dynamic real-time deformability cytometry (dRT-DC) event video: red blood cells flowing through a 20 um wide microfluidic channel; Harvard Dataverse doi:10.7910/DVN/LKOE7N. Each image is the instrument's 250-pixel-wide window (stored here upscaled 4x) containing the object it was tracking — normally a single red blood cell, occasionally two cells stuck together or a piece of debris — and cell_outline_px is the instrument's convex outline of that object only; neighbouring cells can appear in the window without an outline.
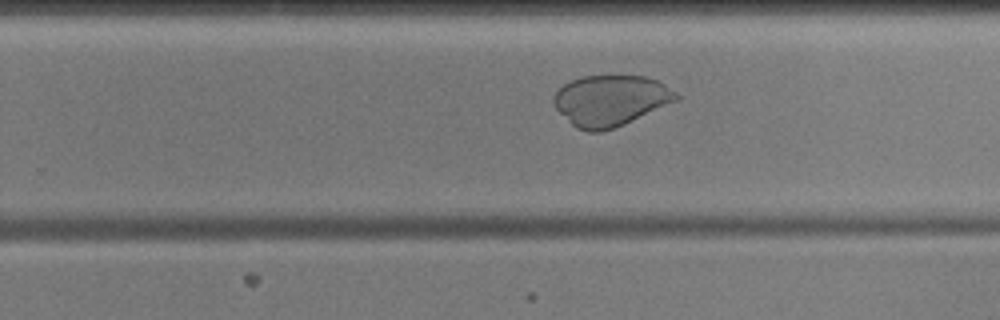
{"species": "common noctule bat (a hibernating species)", "species_latin": "Nyctalus noctula", "temperature_condition": "cold", "stored_images_in_passage": 39, "camera_frame_rate_fps": 3000, "um_per_image_px": 0.085, "animal": {"sex": "male", "body_mass_g": 17.9, "forearm_length_mm": 54.2}, "frame": {"image": 1, "passage_image": 27, "time_ms": 8.667, "image_size_px": [1000, 320], "cell_outline_px": [[680, 100], [624, 124], [600, 132], [588, 132], [576, 128], [552, 104], [552, 96], [564, 84], [572, 80], [584, 76], [648, 76], [664, 84], [676, 92], [680, 96]], "centroid_in_image_um": [51.91, 8.54], "position_along_channel_um": 277.9, "area_um2": 36.3}}